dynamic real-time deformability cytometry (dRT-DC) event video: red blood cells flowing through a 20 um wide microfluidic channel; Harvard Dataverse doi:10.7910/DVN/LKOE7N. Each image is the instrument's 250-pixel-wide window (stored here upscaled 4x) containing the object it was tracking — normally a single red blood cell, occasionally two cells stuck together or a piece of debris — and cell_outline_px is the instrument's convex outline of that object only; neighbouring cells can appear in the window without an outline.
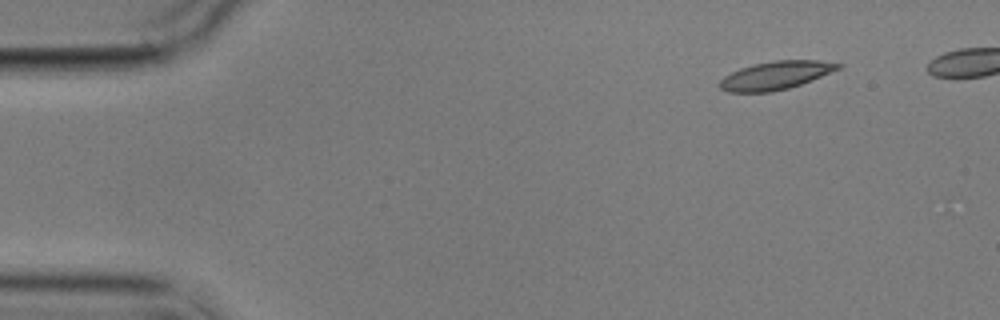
{"species": "common noctule bat (a hibernating species)", "species_latin": "Nyctalus noctula", "temperature_condition": "cold", "stored_images_in_passage": 3, "camera_frame_rate_fps": 3000, "um_per_image_px": 0.085, "animal": {"sex": "male", "body_mass_g": 17.9}, "frame": {"image": 1, "passage_image": 3, "time_ms": 3.0, "image_size_px": [1000, 320], "cell_outline_px": [[844, 64], [840, 68], [812, 80], [788, 88], [772, 92], [728, 92], [720, 88], [720, 80], [724, 76], [740, 68], [752, 64], [772, 60], [816, 60]], "centroid_in_image_um": [65.92, 6.4], "position_along_channel_um": 19.1, "area_um2": 19.42}}